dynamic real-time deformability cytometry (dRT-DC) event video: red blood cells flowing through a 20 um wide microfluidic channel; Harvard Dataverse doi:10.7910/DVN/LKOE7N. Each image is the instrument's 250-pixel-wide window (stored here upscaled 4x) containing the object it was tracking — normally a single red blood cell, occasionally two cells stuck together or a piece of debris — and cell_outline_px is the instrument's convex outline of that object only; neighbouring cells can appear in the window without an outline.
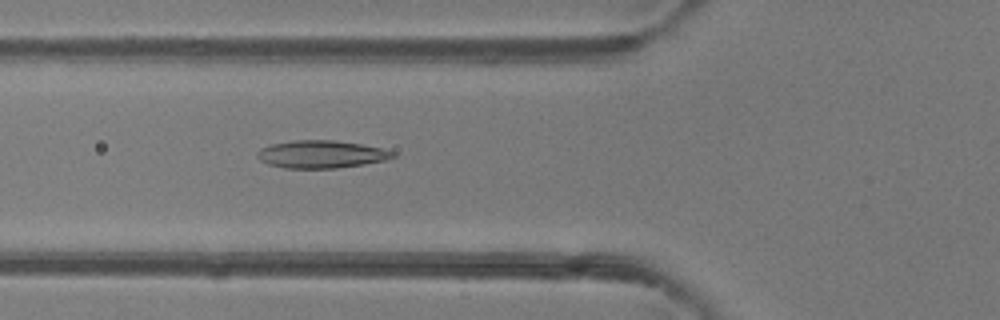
{"species": "common noctule bat (a hibernating species)", "species_latin": "Nyctalus noctula", "temperature_condition": "room temperature", "stored_images_in_passage": 5, "camera_frame_rate_fps": 3000, "um_per_image_px": 0.085, "animal": {"sex": "female"}, "frame": {"image": 1, "passage_image": 5, "time_ms": 4.333, "image_size_px": [1000, 320], "cell_outline_px": [[396, 156], [384, 160], [364, 164], [336, 168], [284, 168], [268, 164], [260, 160], [256, 156], [256, 152], [260, 148], [272, 144], [292, 140], [332, 140], [360, 144], [380, 148], [396, 152]], "centroid_in_image_um": [27.27, 13.11], "position_along_channel_um": 98.5, "area_um2": 21.79}}